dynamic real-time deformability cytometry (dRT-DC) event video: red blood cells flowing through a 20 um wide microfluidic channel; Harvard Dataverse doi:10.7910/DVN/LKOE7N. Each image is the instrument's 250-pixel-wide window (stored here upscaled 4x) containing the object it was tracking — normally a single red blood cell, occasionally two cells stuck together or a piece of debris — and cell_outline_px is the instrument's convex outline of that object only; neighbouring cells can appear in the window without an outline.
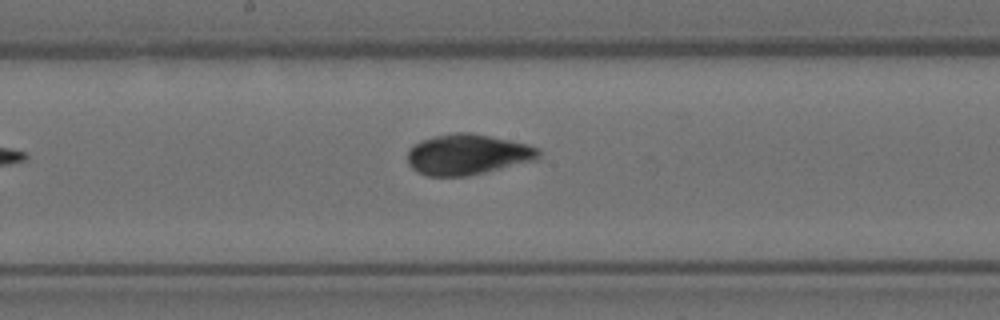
{"species": "Egyptian fruit bat (a non-hibernating species)", "species_latin": "Rousettus aegyptiacus", "temperature_condition": "room temperature", "stored_images_in_passage": 8, "camera_frame_rate_fps": 3000, "um_per_image_px": 0.085, "animal": {"sex": "female"}, "frame": {"image": 1, "passage_image": 8, "time_ms": 2.333, "image_size_px": [1000, 320], "cell_outline_px": [[540, 156], [536, 160], [468, 176], [428, 176], [412, 168], [408, 164], [408, 148], [420, 140], [432, 136], [456, 132], [472, 132], [528, 144], [540, 148]], "centroid_in_image_um": [39.74, 13.11], "position_along_channel_um": 208.5, "area_um2": 31.21}}